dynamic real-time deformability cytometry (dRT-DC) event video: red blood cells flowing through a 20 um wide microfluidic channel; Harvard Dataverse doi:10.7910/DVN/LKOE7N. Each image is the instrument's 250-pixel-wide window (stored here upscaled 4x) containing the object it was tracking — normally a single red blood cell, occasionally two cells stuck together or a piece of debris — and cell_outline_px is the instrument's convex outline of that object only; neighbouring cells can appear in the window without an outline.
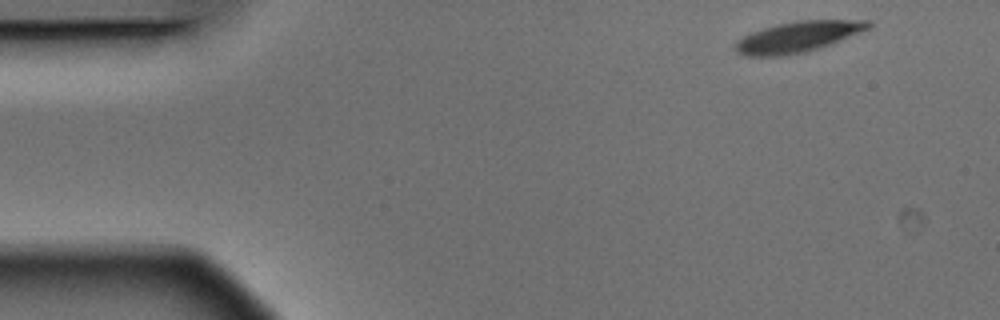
{"species": "Egyptian fruit bat (a non-hibernating species)", "species_latin": "Rousettus aegyptiacus", "temperature_condition": "warm", "stored_images_in_passage": 5, "camera_frame_rate_fps": 3000, "um_per_image_px": 0.085, "animal": {"sex": "male"}, "frame": {"image": 1, "passage_image": 1, "time_ms": 0.0, "image_size_px": [1000, 320], "cell_outline_px": [[872, 28], [832, 44], [804, 52], [780, 56], [744, 56], [736, 52], [732, 44], [744, 36], [752, 32], [776, 24], [796, 20], [872, 20]], "centroid_in_image_um": [67.84, 3.12], "position_along_channel_um": 17.2, "area_um2": 24.1}}